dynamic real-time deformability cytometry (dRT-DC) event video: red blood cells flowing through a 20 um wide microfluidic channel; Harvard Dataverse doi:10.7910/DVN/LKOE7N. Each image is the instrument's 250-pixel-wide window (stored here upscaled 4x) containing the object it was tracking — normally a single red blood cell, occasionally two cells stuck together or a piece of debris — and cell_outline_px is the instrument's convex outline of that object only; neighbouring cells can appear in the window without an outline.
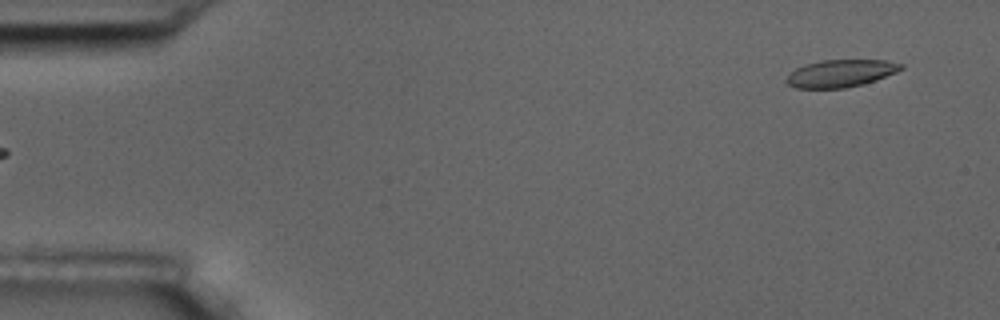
{"species": "common noctule bat (a hibernating species)", "species_latin": "Nyctalus noctula", "temperature_condition": "room temperature", "stored_images_in_passage": 6, "segment_of_instrument_passage": [2, 2], "camera_frame_rate_fps": 3000, "um_per_image_px": 0.085, "animal": {"sex": "male", "body_mass_g": 17.5, "forearm_length_mm": 52.3}, "frame": {"image": 1, "passage_image": 6, "time_ms": 6.0, "image_size_px": [1000, 320], "cell_outline_px": [[904, 68], [896, 72], [876, 80], [864, 84], [844, 88], [796, 88], [788, 84], [784, 80], [796, 68], [804, 64], [820, 60], [884, 60], [904, 64]], "centroid_in_image_um": [71.46, 6.23], "position_along_channel_um": 13.5, "area_um2": 18.32}}